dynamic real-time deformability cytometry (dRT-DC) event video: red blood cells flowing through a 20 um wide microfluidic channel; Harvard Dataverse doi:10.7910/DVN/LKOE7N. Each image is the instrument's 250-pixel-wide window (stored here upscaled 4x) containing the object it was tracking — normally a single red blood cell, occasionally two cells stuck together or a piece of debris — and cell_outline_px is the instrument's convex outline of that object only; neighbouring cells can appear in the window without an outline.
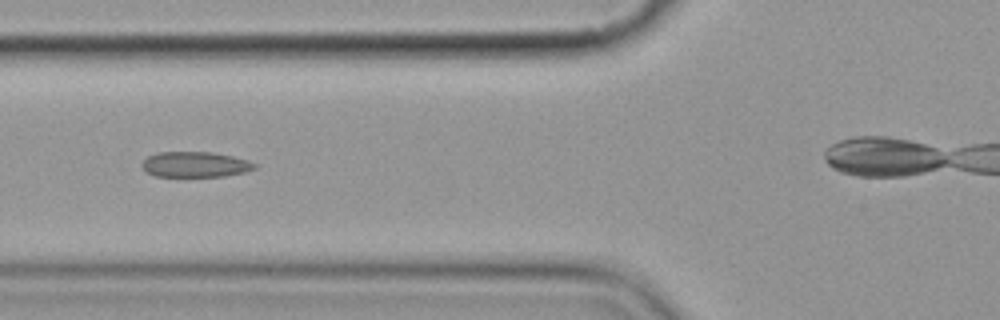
{"species": "common noctule bat (a hibernating species)", "species_latin": "Nyctalus noctula", "temperature_condition": "cold", "stored_images_in_passage": 7, "segment_of_instrument_passage": [1, 2], "camera_frame_rate_fps": 3000, "um_per_image_px": 0.085, "animal": {"sex": "female", "body_mass_g": 19.9}, "frame": {"image": 1, "passage_image": 5, "time_ms": 4.667, "image_size_px": [1000, 320], "cell_outline_px": [[256, 168], [244, 172], [224, 176], [156, 176], [148, 172], [140, 164], [148, 156], [156, 152], [212, 152], [232, 156], [248, 160], [256, 164]], "centroid_in_image_um": [16.59, 13.97], "position_along_channel_um": 109.2, "area_um2": 16.59}}
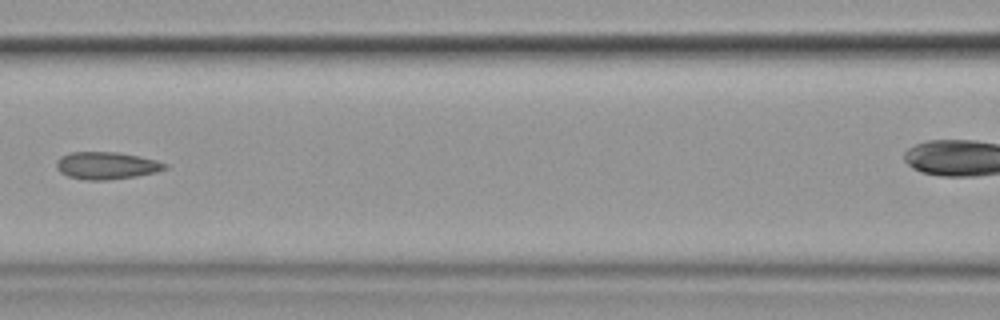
{"frame": {"image": 2, "passage_image": 6, "time_ms": 6.0, "image_size_px": [1000, 320], "cell_outline_px": [[168, 168], [156, 172], [136, 176], [108, 180], [84, 180], [68, 176], [60, 172], [56, 168], [56, 160], [60, 156], [72, 152], [116, 152], [156, 160], [168, 164]], "centroid_in_image_um": [9.03, 14.08], "position_along_channel_um": 157.6, "area_um2": 17.28}}